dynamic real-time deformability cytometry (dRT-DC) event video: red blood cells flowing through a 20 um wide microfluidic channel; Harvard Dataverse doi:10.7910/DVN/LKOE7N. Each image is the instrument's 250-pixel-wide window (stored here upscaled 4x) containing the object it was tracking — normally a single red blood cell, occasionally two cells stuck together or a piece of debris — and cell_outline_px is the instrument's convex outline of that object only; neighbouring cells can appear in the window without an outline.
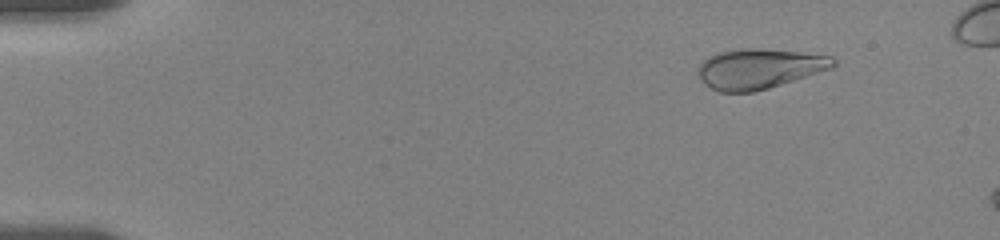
{"species": "human", "species_latin": "Homo sapiens", "temperature_condition": "room temperature", "stored_images_in_passage": 14, "camera_frame_rate_fps": 3000, "um_per_image_px": 0.085, "donor": {"sex": "female"}, "frame": {"image": 1, "passage_image": 5, "time_ms": 2.0, "image_size_px": [1000, 240], "cell_outline_px": [[836, 64], [832, 68], [768, 88], [752, 92], [720, 92], [704, 84], [700, 80], [700, 64], [708, 56], [716, 52], [740, 48], [760, 48], [800, 52], [832, 56], [836, 60]], "centroid_in_image_um": [64.53, 5.82], "position_along_channel_um": 20.5, "area_um2": 31.39}}